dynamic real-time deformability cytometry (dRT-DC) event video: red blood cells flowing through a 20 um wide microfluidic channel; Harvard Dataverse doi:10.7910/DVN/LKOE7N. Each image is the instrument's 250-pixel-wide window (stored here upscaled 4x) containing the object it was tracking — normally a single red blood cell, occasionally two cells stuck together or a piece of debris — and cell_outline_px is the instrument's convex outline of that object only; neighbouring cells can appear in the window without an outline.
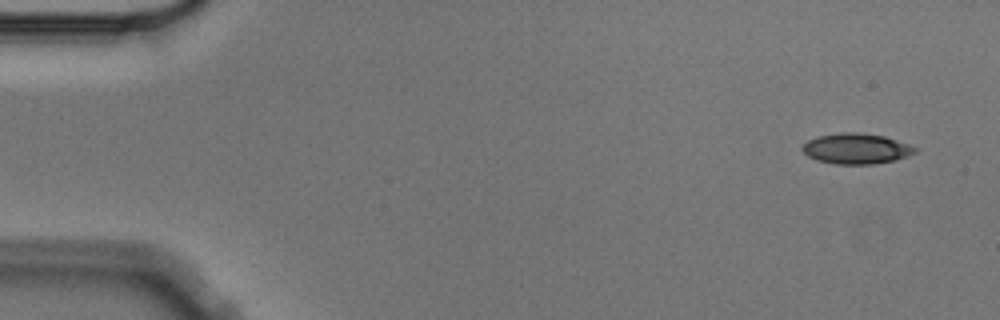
{"species": "Egyptian fruit bat (a non-hibernating species)", "species_latin": "Rousettus aegyptiacus", "temperature_condition": "cold", "stored_images_in_passage": 5, "camera_frame_rate_fps": 3000, "um_per_image_px": 0.085, "animal": {"sex": "male"}, "frame": {"image": 1, "passage_image": 1, "time_ms": 0.0, "image_size_px": [1000, 320], "cell_outline_px": [[916, 152], [896, 160], [872, 164], [836, 164], [816, 160], [808, 156], [800, 148], [808, 140], [816, 136], [840, 132], [860, 132], [884, 136], [908, 144], [916, 148]], "centroid_in_image_um": [72.74, 12.63], "position_along_channel_um": 12.3, "area_um2": 20.06}}